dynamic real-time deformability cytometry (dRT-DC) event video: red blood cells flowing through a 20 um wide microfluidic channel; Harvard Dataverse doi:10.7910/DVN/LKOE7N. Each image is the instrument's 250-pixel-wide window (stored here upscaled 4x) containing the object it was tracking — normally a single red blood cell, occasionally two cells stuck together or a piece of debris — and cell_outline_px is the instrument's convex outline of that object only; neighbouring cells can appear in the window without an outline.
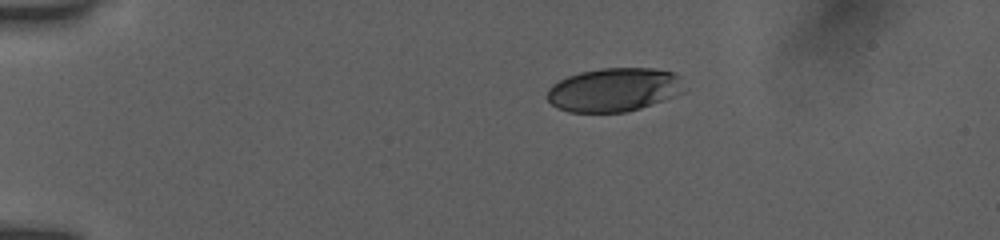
{"species": "human", "species_latin": "Homo sapiens", "temperature_condition": "room temperature", "stored_images_in_passage": 43, "camera_frame_rate_fps": 3000, "um_per_image_px": 0.085, "donor": {"sex": "female"}, "frame": {"image": 1, "passage_image": 1, "time_ms": 0.0, "image_size_px": [1000, 240], "cell_outline_px": [[688, 92], [640, 108], [624, 112], [568, 112], [556, 108], [548, 100], [548, 88], [552, 84], [568, 76], [580, 72], [600, 68], [652, 68], [672, 72], [680, 76], [688, 88]], "centroid_in_image_um": [52.25, 7.62], "position_along_channel_um": 32.7, "area_um2": 35.32}}
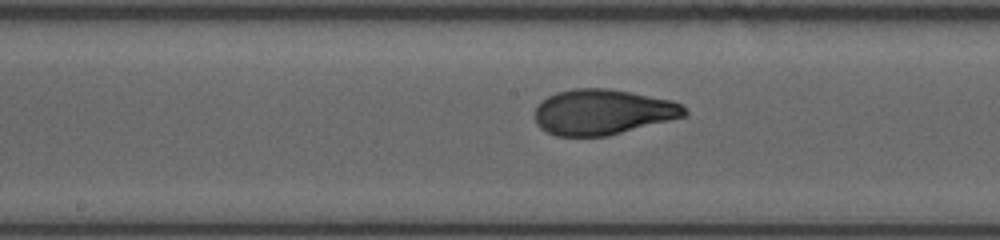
{"frame": {"image": 2, "passage_image": 19, "time_ms": 6.0, "image_size_px": [1000, 240], "cell_outline_px": [[688, 112], [684, 116], [608, 136], [556, 136], [540, 128], [536, 124], [536, 104], [540, 100], [556, 92], [576, 88], [608, 88], [672, 100], [684, 104]], "centroid_in_image_um": [51.21, 9.51], "position_along_channel_um": 197.0, "area_um2": 39.65}}
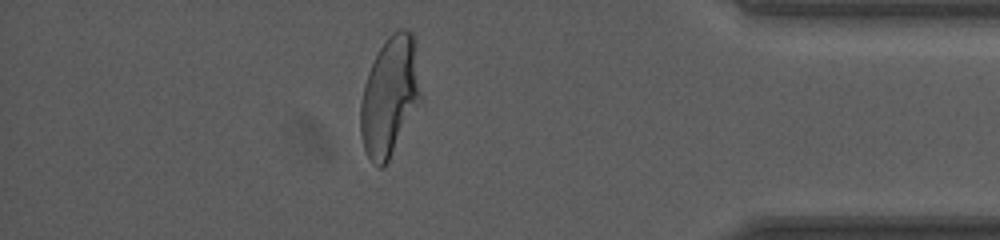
{"frame": {"image": 3, "passage_image": 37, "time_ms": 12.0, "image_size_px": [1000, 240], "cell_outline_px": [[420, 100], [388, 160], [380, 168], [372, 164], [364, 148], [360, 136], [360, 104], [364, 84], [368, 72], [380, 48], [388, 36], [392, 32], [400, 28], [408, 28], [412, 32], [420, 92]], "centroid_in_image_um": [33.08, 8.18], "position_along_channel_um": 402.1, "area_um2": 40.86}, "authors_computed_cell_mechanics": {"area_um2": 39.4774, "velocity_mm_per_s": 3.907, "shape_relaxation_time_tau1_ms": 5.1905, "shape_relaxation_time_tau2_ms": null, "deformation_change_tau1": 0.1935, "deformation_change_tau2": null}}